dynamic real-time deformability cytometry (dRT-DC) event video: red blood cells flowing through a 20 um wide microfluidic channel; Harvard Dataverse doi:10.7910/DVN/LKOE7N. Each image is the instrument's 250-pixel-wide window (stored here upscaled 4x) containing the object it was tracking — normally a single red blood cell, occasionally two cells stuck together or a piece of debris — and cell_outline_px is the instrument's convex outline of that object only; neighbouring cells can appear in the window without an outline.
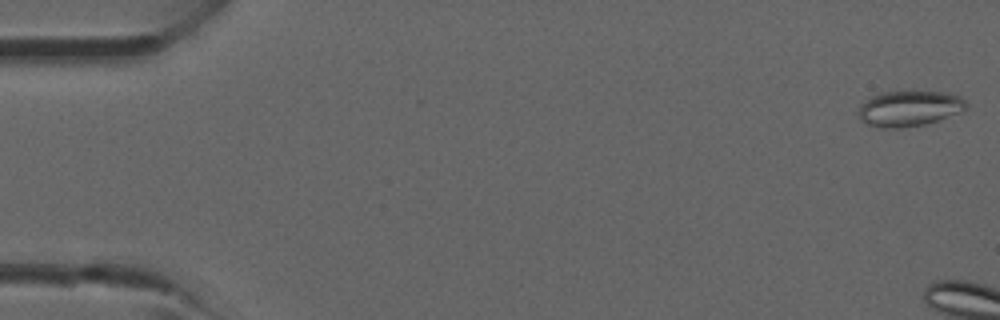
{"species": "common noctule bat (a hibernating species)", "species_latin": "Nyctalus noctula", "temperature_condition": "room temperature", "stored_images_in_passage": 4, "camera_frame_rate_fps": 3000, "um_per_image_px": 0.085, "animal": {"sex": "male", "forearm_length_mm": 52.5}, "frame": {"image": 1, "passage_image": 1, "time_ms": 0.0, "image_size_px": [1000, 320], "cell_outline_px": [[968, 108], [960, 112], [928, 124], [900, 128], [880, 128], [864, 124], [860, 120], [856, 112], [860, 104], [872, 96], [880, 92], [912, 88], [948, 92], [960, 96], [968, 104]], "centroid_in_image_um": [77.27, 9.17], "position_along_channel_um": 7.7, "area_um2": 23.7}}